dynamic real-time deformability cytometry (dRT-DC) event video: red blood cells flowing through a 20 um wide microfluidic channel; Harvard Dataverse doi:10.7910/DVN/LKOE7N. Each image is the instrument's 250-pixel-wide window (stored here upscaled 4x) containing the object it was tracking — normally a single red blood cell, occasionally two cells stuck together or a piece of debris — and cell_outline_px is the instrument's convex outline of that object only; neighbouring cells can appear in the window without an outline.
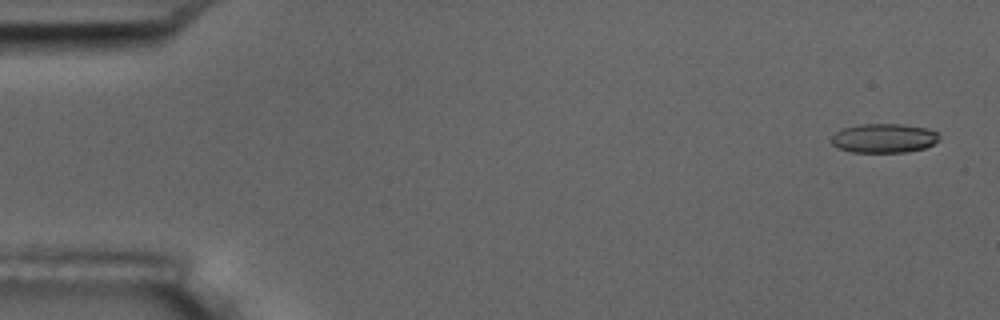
{"species": "common noctule bat (a hibernating species)", "species_latin": "Nyctalus noctula", "temperature_condition": "room temperature", "stored_images_in_passage": 5, "camera_frame_rate_fps": 3000, "um_per_image_px": 0.085, "animal": {"sex": "male", "body_mass_g": 17.5, "forearm_length_mm": 52.3}, "frame": {"image": 1, "passage_image": 1, "time_ms": 0.0, "image_size_px": [1000, 320], "cell_outline_px": [[936, 140], [932, 144], [924, 148], [908, 152], [852, 152], [836, 148], [828, 140], [836, 132], [844, 128], [860, 124], [900, 124], [928, 128], [936, 132]], "centroid_in_image_um": [75.05, 11.75], "position_along_channel_um": 9.9, "area_um2": 18.26}}
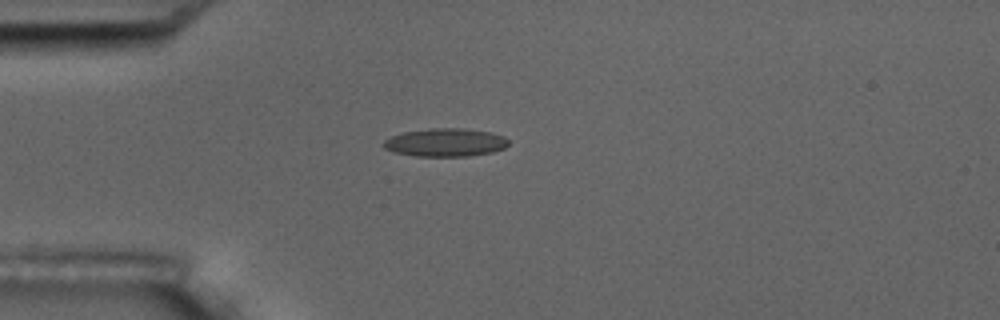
{"frame": {"image": 2, "passage_image": 5, "time_ms": 4.333, "image_size_px": [1000, 320], "cell_outline_px": [[508, 144], [504, 148], [492, 152], [468, 156], [416, 156], [392, 152], [384, 148], [384, 140], [392, 136], [404, 132], [428, 128], [464, 128], [492, 132], [504, 136], [508, 140]], "centroid_in_image_um": [37.87, 12.1], "position_along_channel_um": 47.1, "area_um2": 20.58}}